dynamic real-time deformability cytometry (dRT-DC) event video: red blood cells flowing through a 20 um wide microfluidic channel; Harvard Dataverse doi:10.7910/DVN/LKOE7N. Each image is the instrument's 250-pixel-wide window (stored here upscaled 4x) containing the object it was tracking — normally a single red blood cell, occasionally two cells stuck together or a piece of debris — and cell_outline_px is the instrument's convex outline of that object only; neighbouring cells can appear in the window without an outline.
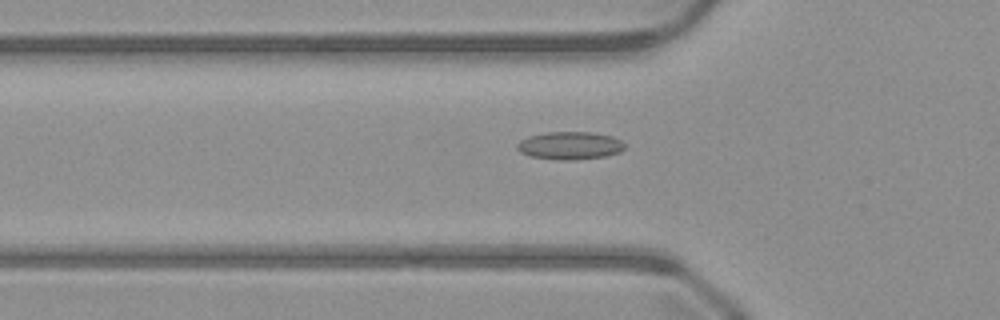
{"species": "common noctule bat (a hibernating species)", "species_latin": "Nyctalus noctula", "temperature_condition": "warm", "stored_images_in_passage": 50, "camera_frame_rate_fps": 3000, "um_per_image_px": 0.085, "animal": {"sex": "male", "body_mass_g": 23.1, "forearm_length_mm": 52.7}, "frame": {"image": 1, "passage_image": 17, "time_ms": 5.333, "image_size_px": [1000, 320], "cell_outline_px": [[624, 148], [620, 152], [604, 156], [576, 160], [560, 160], [528, 156], [520, 152], [516, 148], [516, 144], [520, 140], [528, 136], [548, 132], [592, 132], [612, 136], [620, 140], [624, 144]], "centroid_in_image_um": [48.41, 12.37], "position_along_channel_um": 77.4, "area_um2": 17.51}}
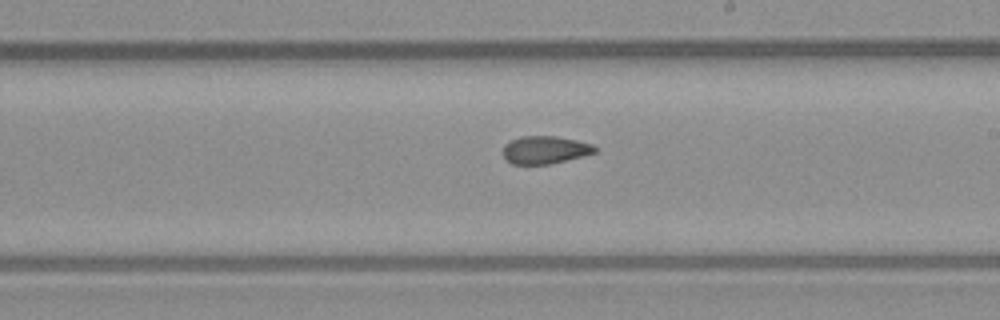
{"frame": {"image": 2, "passage_image": 29, "time_ms": 9.333, "image_size_px": [1000, 320], "cell_outline_px": [[600, 148], [596, 152], [552, 164], [512, 164], [504, 156], [504, 144], [520, 136], [556, 136], [576, 140], [592, 144]], "centroid_in_image_um": [46.36, 12.73], "position_along_channel_um": 242.6, "area_um2": 14.85}}
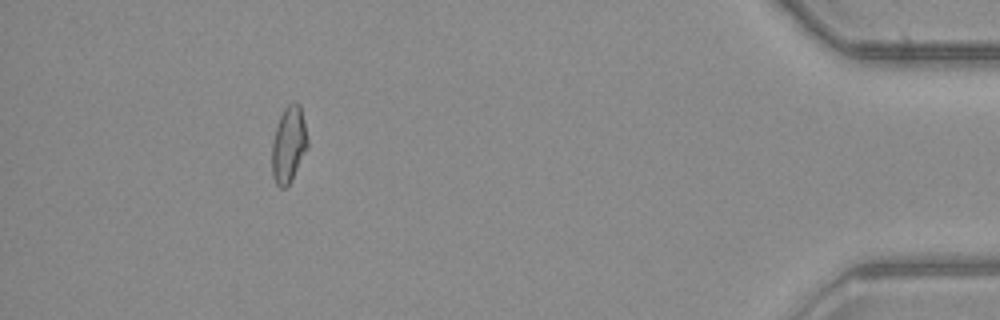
{"frame": {"image": 3, "passage_image": 46, "time_ms": 15.0, "image_size_px": [1000, 320], "cell_outline_px": [[308, 148], [292, 180], [284, 188], [280, 188], [276, 184], [272, 176], [272, 144], [276, 128], [280, 116], [284, 108], [292, 100], [296, 100], [300, 104], [308, 140]], "centroid_in_image_um": [24.55, 12.27], "position_along_channel_um": 410.7, "area_um2": 16.01}}